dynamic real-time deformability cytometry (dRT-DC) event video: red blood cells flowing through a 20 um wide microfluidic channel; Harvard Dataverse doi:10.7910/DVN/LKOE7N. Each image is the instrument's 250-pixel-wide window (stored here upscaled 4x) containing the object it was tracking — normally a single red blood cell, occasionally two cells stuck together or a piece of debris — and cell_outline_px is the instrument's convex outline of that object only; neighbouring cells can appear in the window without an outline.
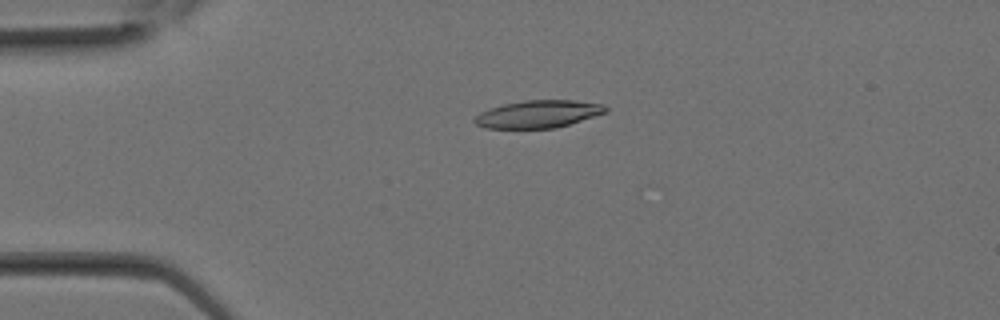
{"species": "Egyptian fruit bat (a non-hibernating species)", "species_latin": "Rousettus aegyptiacus", "temperature_condition": "room temperature", "stored_images_in_passage": 12, "camera_frame_rate_fps": 3000, "um_per_image_px": 0.085, "animal": {"sex": "female"}, "frame": {"image": 1, "passage_image": 5, "time_ms": 1.333, "image_size_px": [1000, 320], "cell_outline_px": [[608, 112], [556, 128], [484, 128], [476, 124], [472, 120], [480, 112], [488, 108], [504, 104], [524, 100], [572, 100], [604, 104], [608, 108]], "centroid_in_image_um": [45.75, 9.69], "position_along_channel_um": 39.3, "area_um2": 21.1}}
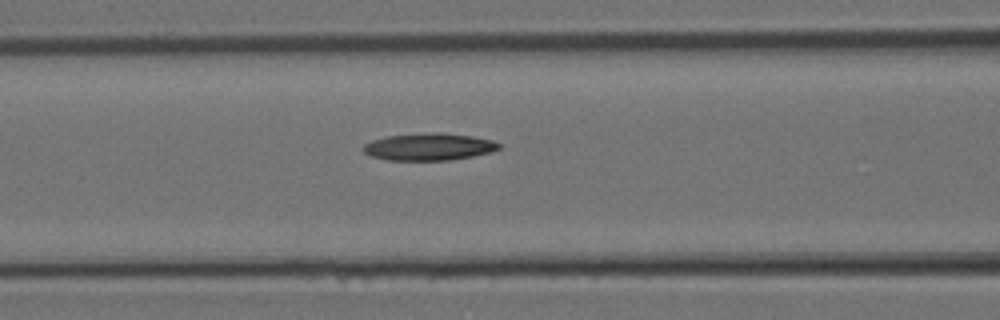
{"frame": {"image": 2, "passage_image": 10, "time_ms": 3.0, "image_size_px": [1000, 320], "cell_outline_px": [[500, 148], [492, 152], [452, 160], [388, 160], [372, 156], [364, 152], [360, 148], [364, 144], [372, 140], [388, 136], [436, 132], [440, 132], [472, 136], [492, 140], [500, 144]], "centroid_in_image_um": [36.46, 12.48], "position_along_channel_um": 130.1, "area_um2": 21.44}}
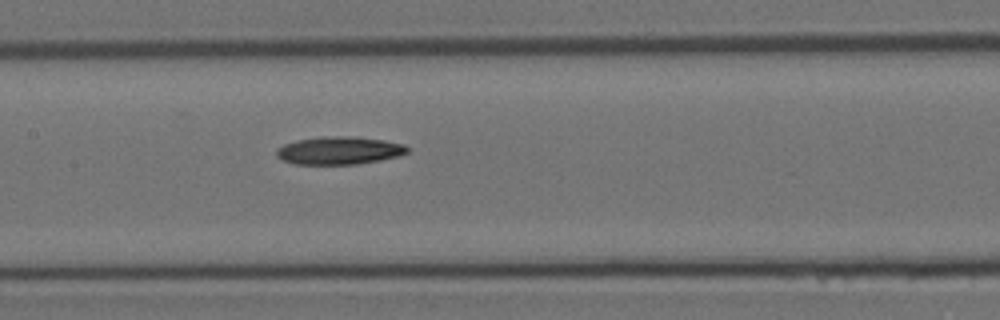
{"frame": {"image": 3, "passage_image": 12, "time_ms": 3.667, "image_size_px": [1000, 320], "cell_outline_px": [[408, 152], [400, 156], [380, 160], [356, 164], [296, 164], [284, 160], [276, 156], [276, 148], [284, 144], [296, 140], [320, 136], [348, 136], [384, 140], [404, 144], [408, 148]], "centroid_in_image_um": [28.82, 12.79], "position_along_channel_um": 178.6, "area_um2": 21.27}}